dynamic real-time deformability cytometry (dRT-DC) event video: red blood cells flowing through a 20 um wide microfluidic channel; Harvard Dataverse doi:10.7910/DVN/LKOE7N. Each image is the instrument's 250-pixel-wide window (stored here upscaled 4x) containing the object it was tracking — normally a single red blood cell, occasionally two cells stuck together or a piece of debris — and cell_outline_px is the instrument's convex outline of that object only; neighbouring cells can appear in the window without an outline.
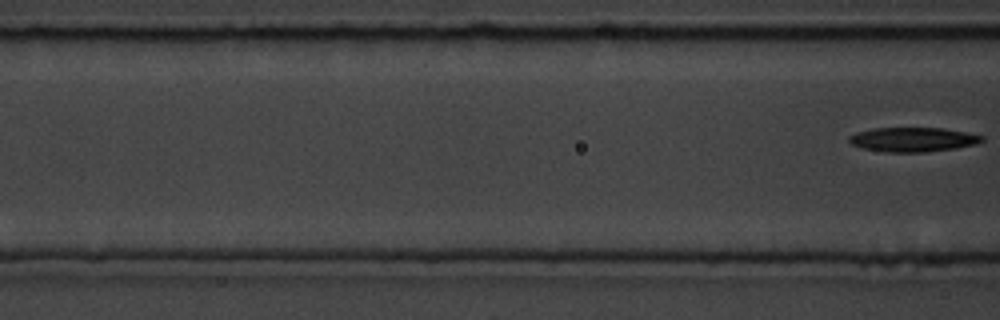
{"species": "common noctule bat (a hibernating species)", "species_latin": "Nyctalus noctula", "temperature_condition": "room temperature", "stored_images_in_passage": 8, "segment_of_instrument_passage": [2, 2], "camera_frame_rate_fps": 3000, "um_per_image_px": 0.085, "animal": {"sex": "male", "body_mass_g": 19.5, "forearm_length_mm": 54.6}, "frame": {"image": 1, "passage_image": 8, "time_ms": 2.333, "image_size_px": [1000, 320], "cell_outline_px": [[984, 140], [976, 144], [956, 148], [924, 152], [884, 152], [864, 148], [852, 144], [848, 140], [848, 136], [856, 132], [872, 128], [940, 128], [964, 132], [984, 136]], "centroid_in_image_um": [77.58, 11.86], "position_along_channel_um": 89.0, "area_um2": 18.79}}